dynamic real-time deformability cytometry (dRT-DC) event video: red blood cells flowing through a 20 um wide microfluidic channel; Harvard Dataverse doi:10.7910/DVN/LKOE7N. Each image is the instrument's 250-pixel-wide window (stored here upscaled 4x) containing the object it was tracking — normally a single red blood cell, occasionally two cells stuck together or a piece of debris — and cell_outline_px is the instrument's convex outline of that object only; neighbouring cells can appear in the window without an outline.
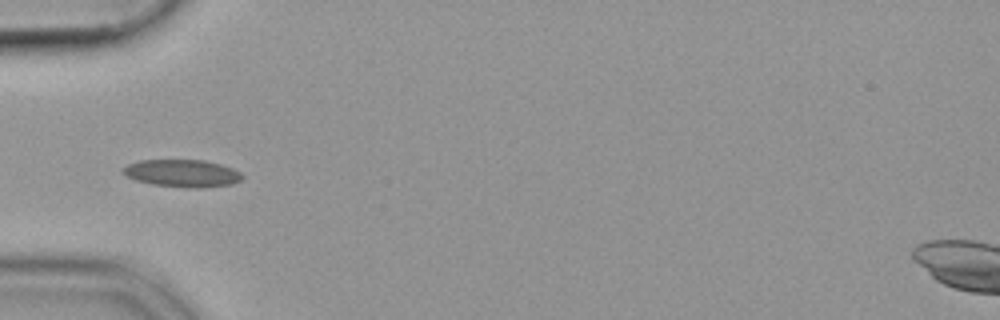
{"species": "common noctule bat (a hibernating species)", "species_latin": "Nyctalus noctula", "temperature_condition": "cold", "stored_images_in_passage": 37, "camera_frame_rate_fps": 3000, "um_per_image_px": 0.085, "animal": {"sex": "female", "body_mass_g": 19.9}, "frame": {"image": 1, "passage_image": 1, "time_ms": 0.0, "image_size_px": [1000, 320], "cell_outline_px": [[244, 176], [240, 180], [232, 184], [200, 188], [188, 188], [152, 184], [136, 180], [120, 172], [120, 168], [128, 164], [140, 160], [204, 160], [220, 164], [232, 168], [240, 172]], "centroid_in_image_um": [15.47, 14.73], "position_along_channel_um": 69.5, "area_um2": 19.13}}
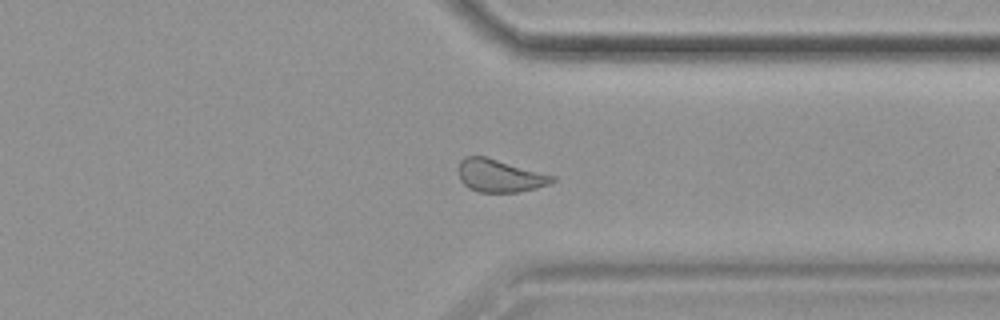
{"frame": {"image": 2, "passage_image": 25, "time_ms": 8.0, "image_size_px": [1000, 320], "cell_outline_px": [[556, 180], [548, 184], [536, 188], [520, 192], [476, 192], [468, 188], [460, 180], [460, 160], [464, 156], [484, 156], [556, 176]], "centroid_in_image_um": [42.48, 14.95], "position_along_channel_um": 368.9, "area_um2": 17.8}}
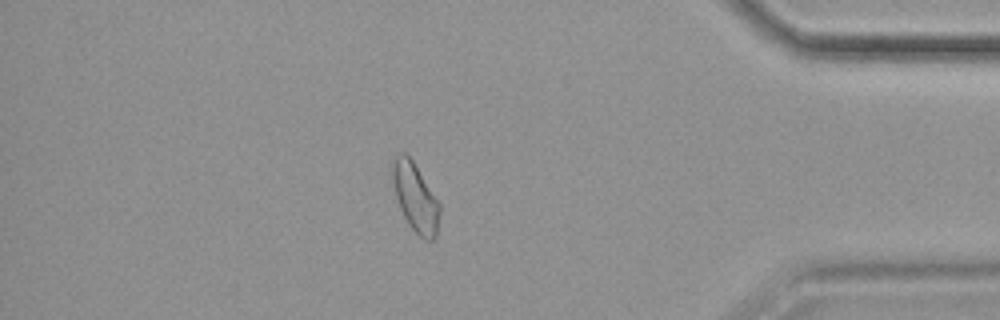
{"frame": {"image": 3, "passage_image": 30, "time_ms": 9.667, "image_size_px": [1000, 320], "cell_outline_px": [[440, 212], [436, 236], [432, 240], [424, 240], [408, 224], [400, 208], [396, 196], [392, 176], [392, 160], [400, 152], [404, 152], [412, 160], [440, 204]], "centroid_in_image_um": [35.3, 16.79], "position_along_channel_um": 399.9, "area_um2": 18.5}}